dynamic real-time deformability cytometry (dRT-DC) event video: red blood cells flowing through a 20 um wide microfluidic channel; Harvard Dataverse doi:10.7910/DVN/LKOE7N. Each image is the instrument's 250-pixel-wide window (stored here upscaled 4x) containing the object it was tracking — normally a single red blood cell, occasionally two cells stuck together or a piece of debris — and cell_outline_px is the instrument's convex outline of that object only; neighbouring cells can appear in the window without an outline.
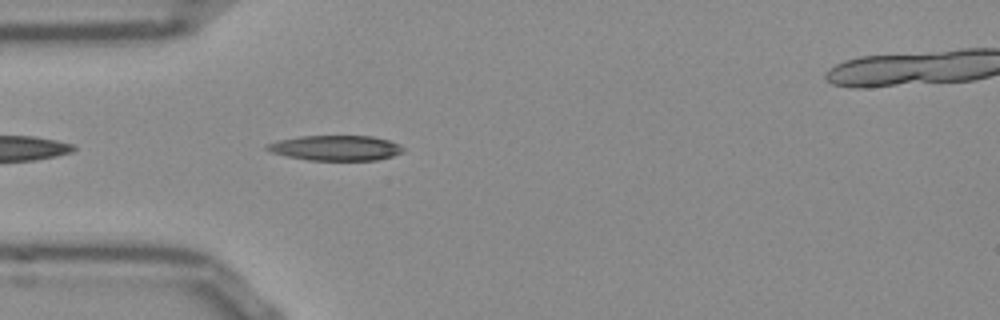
{"species": "Egyptian fruit bat (a non-hibernating species)", "species_latin": "Rousettus aegyptiacus", "temperature_condition": "room temperature", "stored_images_in_passage": 17, "camera_frame_rate_fps": 3000, "um_per_image_px": 0.085, "frame": {"image": 1, "passage_image": 3, "time_ms": 0.667, "image_size_px": [1000, 320], "cell_outline_px": [[404, 152], [392, 156], [376, 160], [308, 160], [288, 156], [272, 152], [264, 148], [264, 144], [280, 140], [300, 136], [372, 136], [388, 140], [400, 144], [404, 148]], "centroid_in_image_um": [28.55, 12.57], "position_along_channel_um": 56.5, "area_um2": 19.94}}
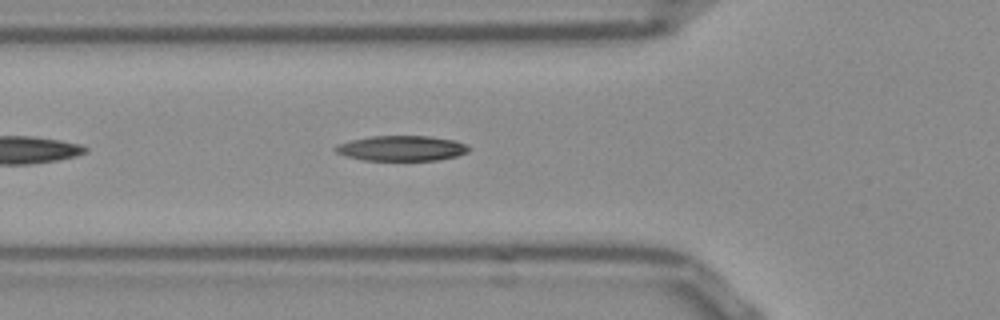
{"frame": {"image": 2, "passage_image": 6, "time_ms": 1.667, "image_size_px": [1000, 320], "cell_outline_px": [[472, 148], [468, 152], [456, 156], [436, 160], [364, 160], [348, 156], [336, 152], [336, 144], [352, 140], [372, 136], [428, 136], [456, 140], [468, 144]], "centroid_in_image_um": [34.21, 12.59], "position_along_channel_um": 91.6, "area_um2": 19.54}}
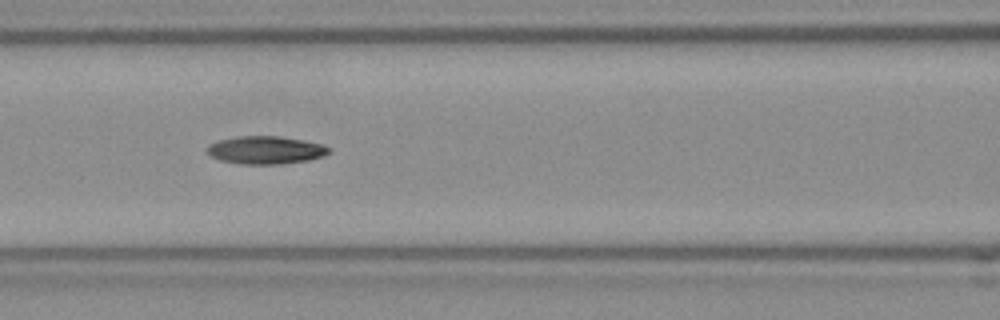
{"frame": {"image": 3, "passage_image": 10, "time_ms": 3.0, "image_size_px": [1000, 320], "cell_outline_px": [[332, 152], [324, 156], [308, 160], [280, 164], [240, 164], [220, 160], [212, 156], [204, 148], [208, 144], [220, 140], [236, 136], [280, 136], [320, 144], [332, 148]], "centroid_in_image_um": [22.57, 12.76], "position_along_channel_um": 144.0, "area_um2": 19.83}}